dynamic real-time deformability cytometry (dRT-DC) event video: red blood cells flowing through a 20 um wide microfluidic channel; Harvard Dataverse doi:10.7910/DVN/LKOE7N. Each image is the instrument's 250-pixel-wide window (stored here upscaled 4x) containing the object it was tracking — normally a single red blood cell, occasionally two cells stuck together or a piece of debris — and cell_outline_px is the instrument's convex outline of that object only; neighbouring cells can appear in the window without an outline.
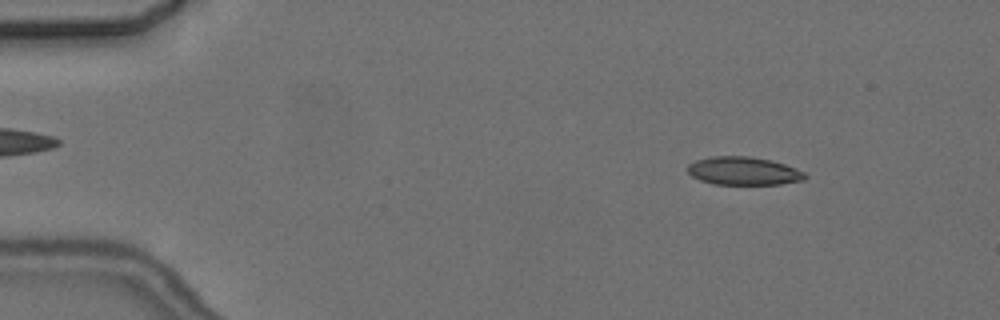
{"species": "common noctule bat (a hibernating species)", "species_latin": "Nyctalus noctula", "temperature_condition": "cold", "stored_images_in_passage": 4, "camera_frame_rate_fps": 3000, "um_per_image_px": 0.085, "animal": {"sex": "female", "body_mass_g": 24.6, "forearm_length_mm": 56.2}, "frame": {"image": 1, "passage_image": 1, "time_ms": 0.0, "image_size_px": [1000, 320], "cell_outline_px": [[808, 176], [804, 180], [780, 184], [716, 184], [700, 180], [692, 176], [688, 172], [688, 164], [696, 160], [712, 156], [752, 156], [784, 164], [796, 168], [804, 172]], "centroid_in_image_um": [63.21, 14.53], "position_along_channel_um": 21.8, "area_um2": 19.19}}